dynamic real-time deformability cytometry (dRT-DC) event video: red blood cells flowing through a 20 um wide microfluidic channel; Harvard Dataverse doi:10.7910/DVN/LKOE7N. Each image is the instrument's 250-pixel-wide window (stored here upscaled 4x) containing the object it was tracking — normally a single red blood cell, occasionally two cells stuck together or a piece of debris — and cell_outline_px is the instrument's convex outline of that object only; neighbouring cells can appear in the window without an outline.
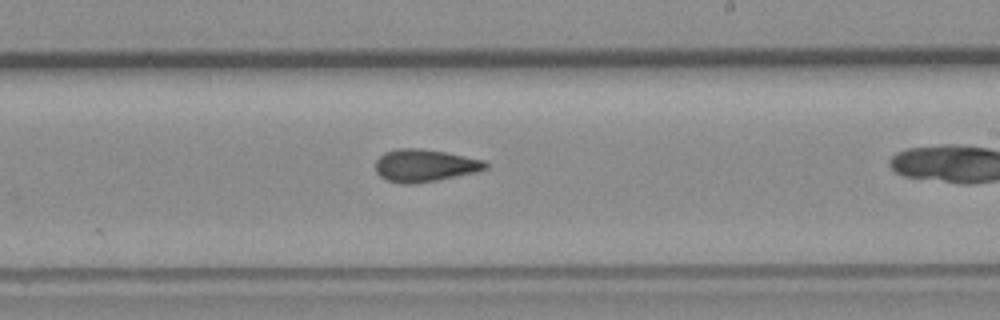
{"species": "common noctule bat (a hibernating species)", "species_latin": "Nyctalus noctula", "temperature_condition": "room temperature", "stored_images_in_passage": 13, "camera_frame_rate_fps": 3000, "um_per_image_px": 0.085, "animal": {"sex": "female", "body_mass_g": 19.3, "forearm_length_mm": 54.1}, "frame": {"image": 1, "passage_image": 12, "time_ms": 3.667, "image_size_px": [1000, 320], "cell_outline_px": [[488, 168], [476, 172], [416, 184], [404, 184], [388, 180], [380, 176], [376, 172], [376, 160], [384, 152], [396, 148], [420, 148], [444, 152], [484, 160], [488, 164]], "centroid_in_image_um": [36.08, 14.06], "position_along_channel_um": 252.9, "area_um2": 20.75}}